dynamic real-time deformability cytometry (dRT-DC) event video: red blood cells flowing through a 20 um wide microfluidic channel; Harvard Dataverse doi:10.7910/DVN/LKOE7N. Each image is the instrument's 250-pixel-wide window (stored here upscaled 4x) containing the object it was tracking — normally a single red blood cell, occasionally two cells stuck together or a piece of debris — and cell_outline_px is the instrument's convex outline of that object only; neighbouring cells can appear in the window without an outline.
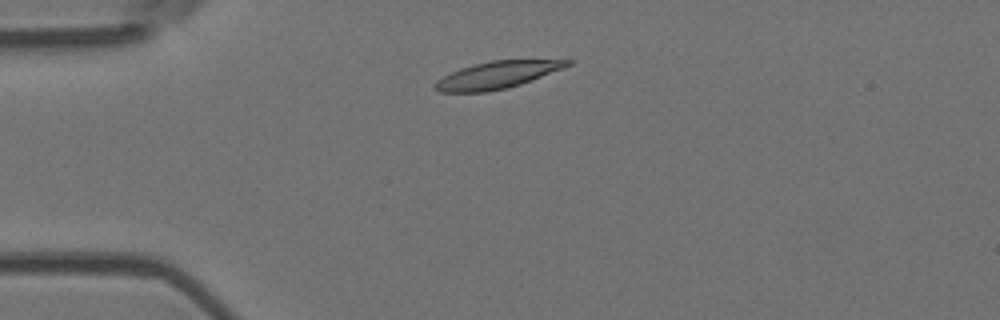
{"species": "Egyptian fruit bat (a non-hibernating species)", "species_latin": "Rousettus aegyptiacus", "temperature_condition": "room temperature", "stored_images_in_passage": 3, "camera_frame_rate_fps": 3000, "um_per_image_px": 0.085, "animal": {"sex": "female"}, "frame": {"image": 1, "passage_image": 2, "time_ms": 0.333, "image_size_px": [1000, 320], "cell_outline_px": [[572, 64], [532, 80], [508, 88], [488, 92], [440, 92], [432, 88], [432, 84], [436, 80], [460, 68], [492, 60], [572, 60]], "centroid_in_image_um": [42.19, 6.39], "position_along_channel_um": 42.8, "area_um2": 20.81}}